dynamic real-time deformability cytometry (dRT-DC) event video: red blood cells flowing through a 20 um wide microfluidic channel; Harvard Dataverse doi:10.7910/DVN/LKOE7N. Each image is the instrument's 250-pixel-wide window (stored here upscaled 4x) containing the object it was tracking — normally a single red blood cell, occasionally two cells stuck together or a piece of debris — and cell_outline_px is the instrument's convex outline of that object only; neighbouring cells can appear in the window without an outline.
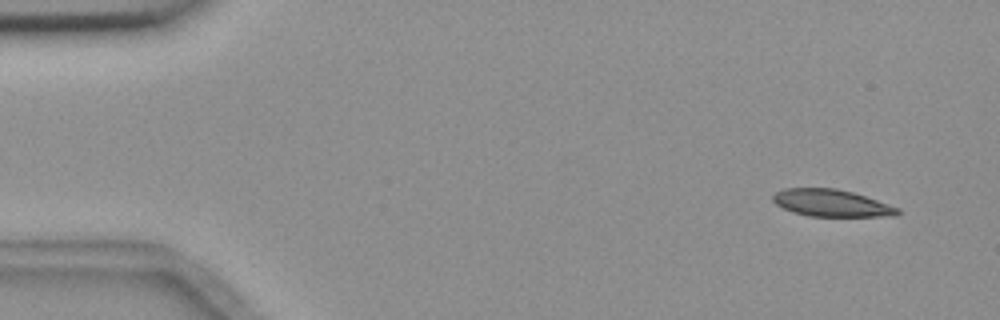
{"species": "common noctule bat (a hibernating species)", "species_latin": "Nyctalus noctula", "temperature_condition": "room temperature", "stored_images_in_passage": 5, "camera_frame_rate_fps": 3000, "um_per_image_px": 0.085, "animal": {"sex": "female", "body_mass_g": 18.4}, "frame": {"image": 1, "passage_image": 1, "time_ms": 0.0, "image_size_px": [1000, 320], "cell_outline_px": [[900, 212], [896, 216], [808, 216], [792, 212], [776, 204], [772, 200], [772, 196], [776, 192], [784, 188], [836, 188], [852, 192], [900, 208]], "centroid_in_image_um": [70.65, 17.26], "position_along_channel_um": 14.3, "area_um2": 19.59}}
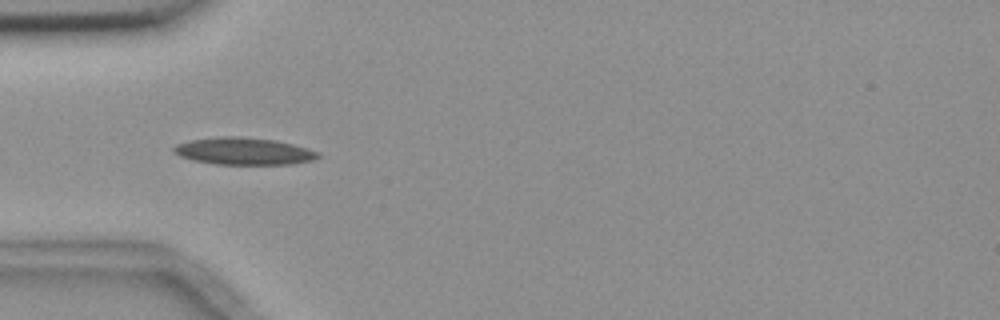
{"frame": {"image": 2, "passage_image": 4, "time_ms": 4.333, "image_size_px": [1000, 320], "cell_outline_px": [[320, 156], [312, 160], [292, 164], [216, 164], [192, 160], [180, 156], [172, 152], [172, 148], [176, 144], [192, 140], [220, 136], [240, 136], [276, 140], [308, 148], [320, 152]], "centroid_in_image_um": [20.71, 12.84], "position_along_channel_um": 64.3, "area_um2": 22.89}}